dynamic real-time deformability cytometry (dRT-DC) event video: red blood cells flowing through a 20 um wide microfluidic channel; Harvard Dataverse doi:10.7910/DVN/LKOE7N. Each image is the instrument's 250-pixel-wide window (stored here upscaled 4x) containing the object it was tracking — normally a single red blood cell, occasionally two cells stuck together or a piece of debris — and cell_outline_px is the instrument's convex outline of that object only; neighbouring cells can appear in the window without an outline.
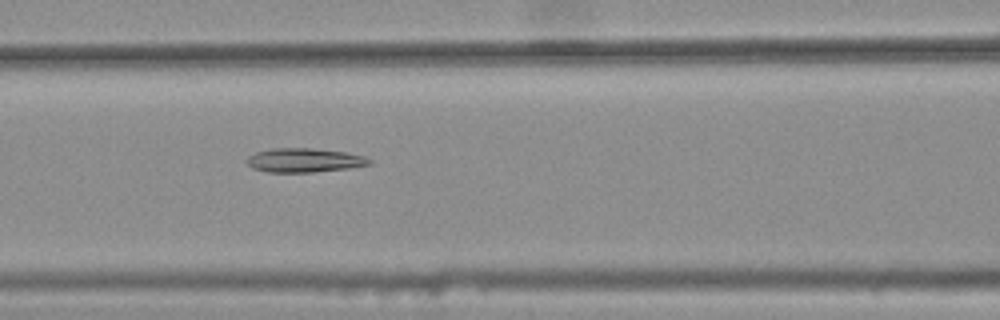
{"species": "common noctule bat (a hibernating species)", "species_latin": "Nyctalus noctula", "temperature_condition": "warm", "stored_images_in_passage": 27, "camera_frame_rate_fps": 3000, "um_per_image_px": 0.085, "animal": {"sex": "female", "body_mass_g": 25.1}, "frame": {"image": 1, "passage_image": 6, "time_ms": 1.667, "image_size_px": [1000, 320], "cell_outline_px": [[372, 164], [348, 168], [312, 172], [268, 172], [252, 168], [244, 160], [248, 156], [256, 152], [272, 148], [312, 148], [344, 152], [364, 156], [372, 160]], "centroid_in_image_um": [25.84, 13.62], "position_along_channel_um": 140.8, "area_um2": 17.17}}
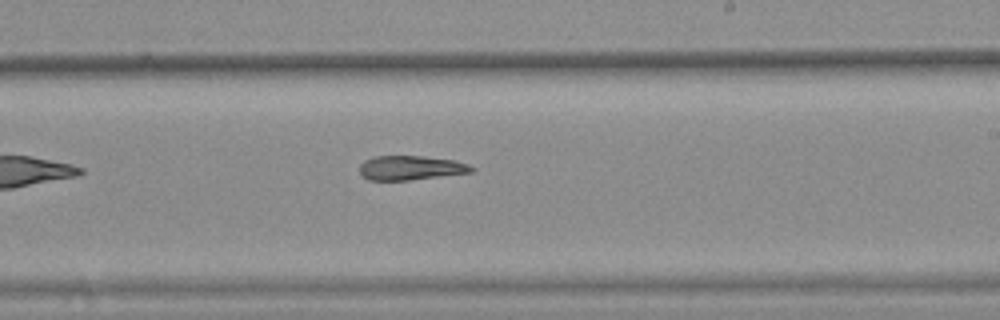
{"frame": {"image": 2, "passage_image": 15, "time_ms": 4.667, "image_size_px": [1000, 320], "cell_outline_px": [[476, 168], [472, 172], [408, 180], [368, 180], [360, 176], [360, 164], [364, 160], [376, 156], [424, 156], [452, 160], [468, 164]], "centroid_in_image_um": [34.87, 14.27], "position_along_channel_um": 254.1, "area_um2": 15.84}}
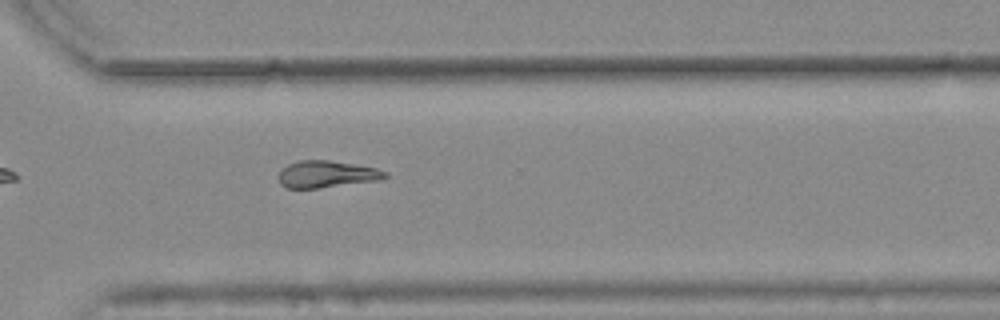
{"frame": {"image": 3, "passage_image": 22, "time_ms": 7.0, "image_size_px": [1000, 320], "cell_outline_px": [[388, 176], [380, 180], [316, 188], [288, 188], [280, 184], [280, 172], [288, 164], [296, 160], [328, 160], [376, 168], [388, 172]], "centroid_in_image_um": [27.78, 14.8], "position_along_channel_um": 342.8, "area_um2": 16.47}}